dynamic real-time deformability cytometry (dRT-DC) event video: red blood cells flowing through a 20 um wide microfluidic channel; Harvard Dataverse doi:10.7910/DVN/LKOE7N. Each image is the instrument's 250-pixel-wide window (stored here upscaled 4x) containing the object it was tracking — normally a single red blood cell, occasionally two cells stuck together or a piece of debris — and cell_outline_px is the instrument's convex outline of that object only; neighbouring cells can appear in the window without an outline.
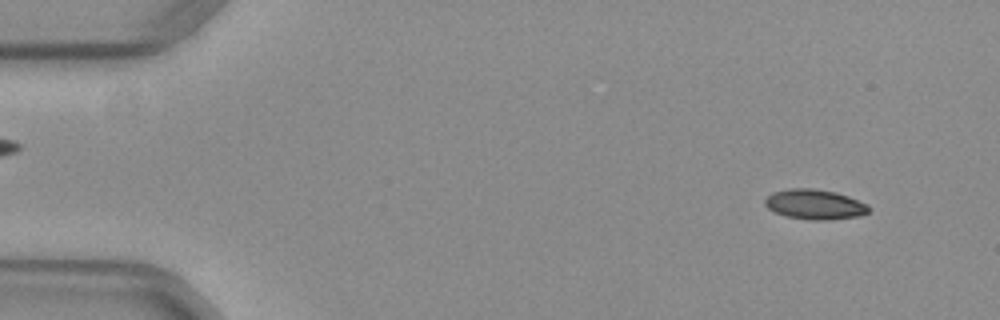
{"species": "common noctule bat (a hibernating species)", "species_latin": "Nyctalus noctula", "temperature_condition": "warm", "stored_images_in_passage": 12, "camera_frame_rate_fps": 3000, "um_per_image_px": 0.085, "animal": {"sex": "female", "body_mass_g": 29.2, "forearm_length_mm": 56.3}, "frame": {"image": 1, "passage_image": 4, "time_ms": 1.0, "image_size_px": [1000, 320], "cell_outline_px": [[868, 212], [860, 216], [832, 220], [812, 220], [788, 216], [776, 212], [768, 208], [764, 204], [764, 200], [772, 192], [788, 188], [812, 188], [836, 192], [848, 196], [868, 204]], "centroid_in_image_um": [69.26, 17.37], "position_along_channel_um": 15.7, "area_um2": 18.15}}